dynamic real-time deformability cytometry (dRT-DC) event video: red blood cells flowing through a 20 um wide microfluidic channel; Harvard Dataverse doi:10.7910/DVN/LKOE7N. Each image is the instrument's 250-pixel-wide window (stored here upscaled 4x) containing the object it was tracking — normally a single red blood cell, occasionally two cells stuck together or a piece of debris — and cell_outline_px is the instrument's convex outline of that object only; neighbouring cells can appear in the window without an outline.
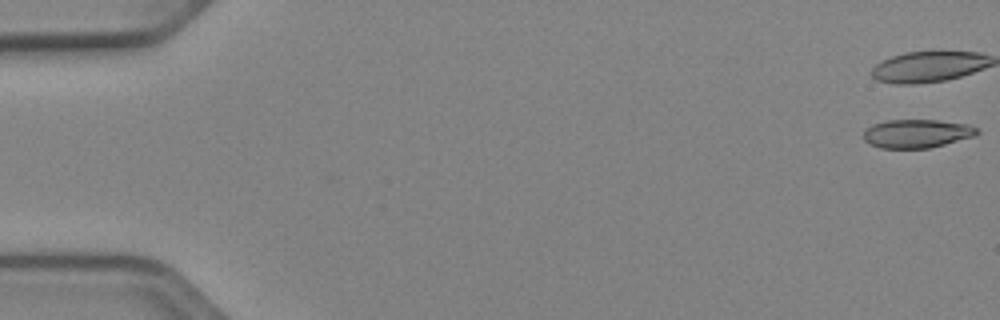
{"species": "Egyptian fruit bat (a non-hibernating species)", "species_latin": "Rousettus aegyptiacus", "temperature_condition": "cold", "stored_images_in_passage": 48, "camera_frame_rate_fps": 3000, "um_per_image_px": 0.085, "animal": {"sex": "female"}, "frame": {"image": 1, "passage_image": 1, "time_ms": 0.0, "image_size_px": [1000, 320], "cell_outline_px": [[980, 132], [976, 136], [928, 148], [880, 148], [868, 144], [864, 140], [864, 128], [872, 124], [888, 120], [936, 120], [968, 124], [976, 128]], "centroid_in_image_um": [77.9, 11.35], "position_along_channel_um": 7.1, "area_um2": 18.96}}